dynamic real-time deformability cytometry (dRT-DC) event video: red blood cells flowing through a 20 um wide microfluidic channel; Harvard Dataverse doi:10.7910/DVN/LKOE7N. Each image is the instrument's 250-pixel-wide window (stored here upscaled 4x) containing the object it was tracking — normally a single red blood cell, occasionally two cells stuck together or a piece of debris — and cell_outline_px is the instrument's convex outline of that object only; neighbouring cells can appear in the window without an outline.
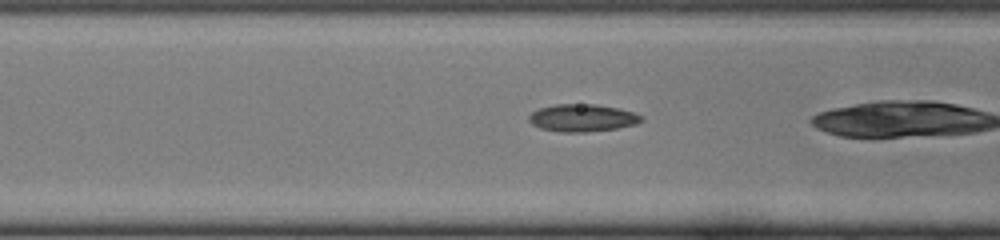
{"species": "common noctule bat (a hibernating species)", "species_latin": "Nyctalus noctula", "temperature_condition": "cold", "stored_images_in_passage": 31, "camera_frame_rate_fps": 3000, "um_per_image_px": 0.085, "animal": {"sex": "female", "body_mass_g": 22.0, "forearm_length_mm": 56.7}, "frame": {"image": 1, "passage_image": 14, "time_ms": 4.333, "image_size_px": [1000, 240], "cell_outline_px": [[644, 120], [636, 124], [616, 128], [584, 132], [560, 132], [540, 128], [532, 124], [528, 120], [528, 116], [532, 112], [540, 108], [556, 104], [596, 104], [620, 108], [632, 112], [640, 116]], "centroid_in_image_um": [49.48, 10.02], "position_along_channel_um": 117.1, "area_um2": 17.92}}